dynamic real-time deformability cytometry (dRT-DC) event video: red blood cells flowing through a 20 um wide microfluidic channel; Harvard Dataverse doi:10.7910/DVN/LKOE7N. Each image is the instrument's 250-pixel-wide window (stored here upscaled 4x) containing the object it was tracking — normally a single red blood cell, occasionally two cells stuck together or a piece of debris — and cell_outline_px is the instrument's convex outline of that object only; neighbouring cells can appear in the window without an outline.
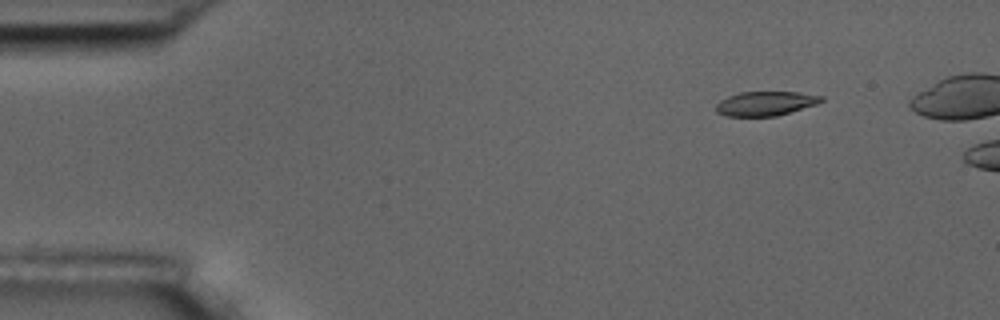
{"species": "common noctule bat (a hibernating species)", "species_latin": "Nyctalus noctula", "temperature_condition": "room temperature", "stored_images_in_passage": 3, "camera_frame_rate_fps": 3000, "um_per_image_px": 0.085, "animal": {"sex": "male", "body_mass_g": 17.5, "forearm_length_mm": 52.3}, "frame": {"image": 1, "passage_image": 2, "time_ms": 1.0, "image_size_px": [1000, 320], "cell_outline_px": [[824, 100], [816, 104], [776, 116], [724, 116], [716, 112], [716, 104], [720, 100], [728, 96], [740, 92], [800, 92], [824, 96]], "centroid_in_image_um": [65.05, 8.79], "position_along_channel_um": 19.9, "area_um2": 14.91}}